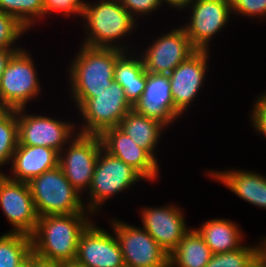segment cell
<instances>
[{
  "mask_svg": "<svg viewBox=\"0 0 266 267\" xmlns=\"http://www.w3.org/2000/svg\"><path fill=\"white\" fill-rule=\"evenodd\" d=\"M92 216L82 212L38 217L31 235L32 251L56 262L75 260L80 236L93 222Z\"/></svg>",
  "mask_w": 266,
  "mask_h": 267,
  "instance_id": "obj_1",
  "label": "cell"
},
{
  "mask_svg": "<svg viewBox=\"0 0 266 267\" xmlns=\"http://www.w3.org/2000/svg\"><path fill=\"white\" fill-rule=\"evenodd\" d=\"M81 18L84 30H86L82 45L118 48L124 51H128L131 47L129 43V46L125 45L123 40L126 39L124 38L126 35L129 36L134 31L138 24L119 3V0H97L93 3L87 1Z\"/></svg>",
  "mask_w": 266,
  "mask_h": 267,
  "instance_id": "obj_2",
  "label": "cell"
},
{
  "mask_svg": "<svg viewBox=\"0 0 266 267\" xmlns=\"http://www.w3.org/2000/svg\"><path fill=\"white\" fill-rule=\"evenodd\" d=\"M80 46L66 70L69 71L70 98H92L113 83L114 67L124 50Z\"/></svg>",
  "mask_w": 266,
  "mask_h": 267,
  "instance_id": "obj_3",
  "label": "cell"
},
{
  "mask_svg": "<svg viewBox=\"0 0 266 267\" xmlns=\"http://www.w3.org/2000/svg\"><path fill=\"white\" fill-rule=\"evenodd\" d=\"M28 184L39 217L89 212L84 197L71 185L59 166L33 178Z\"/></svg>",
  "mask_w": 266,
  "mask_h": 267,
  "instance_id": "obj_4",
  "label": "cell"
},
{
  "mask_svg": "<svg viewBox=\"0 0 266 267\" xmlns=\"http://www.w3.org/2000/svg\"><path fill=\"white\" fill-rule=\"evenodd\" d=\"M83 123L77 130L84 135H101L105 130L119 126L133 106L125 97L124 89L115 81L92 98H71Z\"/></svg>",
  "mask_w": 266,
  "mask_h": 267,
  "instance_id": "obj_5",
  "label": "cell"
},
{
  "mask_svg": "<svg viewBox=\"0 0 266 267\" xmlns=\"http://www.w3.org/2000/svg\"><path fill=\"white\" fill-rule=\"evenodd\" d=\"M142 179L135 169L102 148L88 190L89 201H85L84 205L90 213L96 215L111 197L128 190L136 182H142Z\"/></svg>",
  "mask_w": 266,
  "mask_h": 267,
  "instance_id": "obj_6",
  "label": "cell"
},
{
  "mask_svg": "<svg viewBox=\"0 0 266 267\" xmlns=\"http://www.w3.org/2000/svg\"><path fill=\"white\" fill-rule=\"evenodd\" d=\"M20 47L9 60L0 81V105L8 110L27 108L42 89L32 55Z\"/></svg>",
  "mask_w": 266,
  "mask_h": 267,
  "instance_id": "obj_7",
  "label": "cell"
},
{
  "mask_svg": "<svg viewBox=\"0 0 266 267\" xmlns=\"http://www.w3.org/2000/svg\"><path fill=\"white\" fill-rule=\"evenodd\" d=\"M112 232L121 248L124 265L129 267H169V254L142 227L112 218Z\"/></svg>",
  "mask_w": 266,
  "mask_h": 267,
  "instance_id": "obj_8",
  "label": "cell"
},
{
  "mask_svg": "<svg viewBox=\"0 0 266 267\" xmlns=\"http://www.w3.org/2000/svg\"><path fill=\"white\" fill-rule=\"evenodd\" d=\"M67 146L59 153L58 166L80 194L88 192L97 158L103 148L101 138L99 135L77 133Z\"/></svg>",
  "mask_w": 266,
  "mask_h": 267,
  "instance_id": "obj_9",
  "label": "cell"
},
{
  "mask_svg": "<svg viewBox=\"0 0 266 267\" xmlns=\"http://www.w3.org/2000/svg\"><path fill=\"white\" fill-rule=\"evenodd\" d=\"M25 110H17L18 145L44 146L60 153L78 132L76 123L51 118L46 114H28Z\"/></svg>",
  "mask_w": 266,
  "mask_h": 267,
  "instance_id": "obj_10",
  "label": "cell"
},
{
  "mask_svg": "<svg viewBox=\"0 0 266 267\" xmlns=\"http://www.w3.org/2000/svg\"><path fill=\"white\" fill-rule=\"evenodd\" d=\"M187 9L191 10L189 21L182 27L196 50L209 51L212 38L229 23V0H193Z\"/></svg>",
  "mask_w": 266,
  "mask_h": 267,
  "instance_id": "obj_11",
  "label": "cell"
},
{
  "mask_svg": "<svg viewBox=\"0 0 266 267\" xmlns=\"http://www.w3.org/2000/svg\"><path fill=\"white\" fill-rule=\"evenodd\" d=\"M149 45L140 55L145 70L152 74L169 75L196 51L182 26L168 30Z\"/></svg>",
  "mask_w": 266,
  "mask_h": 267,
  "instance_id": "obj_12",
  "label": "cell"
},
{
  "mask_svg": "<svg viewBox=\"0 0 266 267\" xmlns=\"http://www.w3.org/2000/svg\"><path fill=\"white\" fill-rule=\"evenodd\" d=\"M0 207L13 226L9 233L33 234L39 216L28 183L12 180L5 172L0 173Z\"/></svg>",
  "mask_w": 266,
  "mask_h": 267,
  "instance_id": "obj_13",
  "label": "cell"
},
{
  "mask_svg": "<svg viewBox=\"0 0 266 267\" xmlns=\"http://www.w3.org/2000/svg\"><path fill=\"white\" fill-rule=\"evenodd\" d=\"M209 52L210 50H196L168 75L174 109L181 116L190 108L204 86Z\"/></svg>",
  "mask_w": 266,
  "mask_h": 267,
  "instance_id": "obj_14",
  "label": "cell"
},
{
  "mask_svg": "<svg viewBox=\"0 0 266 267\" xmlns=\"http://www.w3.org/2000/svg\"><path fill=\"white\" fill-rule=\"evenodd\" d=\"M142 227L170 254L191 229L186 224L181 207L168 204L140 209Z\"/></svg>",
  "mask_w": 266,
  "mask_h": 267,
  "instance_id": "obj_15",
  "label": "cell"
},
{
  "mask_svg": "<svg viewBox=\"0 0 266 267\" xmlns=\"http://www.w3.org/2000/svg\"><path fill=\"white\" fill-rule=\"evenodd\" d=\"M75 260L85 267H122V252L115 233L91 223L81 234Z\"/></svg>",
  "mask_w": 266,
  "mask_h": 267,
  "instance_id": "obj_16",
  "label": "cell"
},
{
  "mask_svg": "<svg viewBox=\"0 0 266 267\" xmlns=\"http://www.w3.org/2000/svg\"><path fill=\"white\" fill-rule=\"evenodd\" d=\"M100 138L106 152L124 161L146 181L153 183L154 180L157 181L160 178L159 163L118 126L105 130Z\"/></svg>",
  "mask_w": 266,
  "mask_h": 267,
  "instance_id": "obj_17",
  "label": "cell"
},
{
  "mask_svg": "<svg viewBox=\"0 0 266 267\" xmlns=\"http://www.w3.org/2000/svg\"><path fill=\"white\" fill-rule=\"evenodd\" d=\"M133 108L148 118L160 121L167 128L181 117L174 109L168 75L148 73L145 91Z\"/></svg>",
  "mask_w": 266,
  "mask_h": 267,
  "instance_id": "obj_18",
  "label": "cell"
},
{
  "mask_svg": "<svg viewBox=\"0 0 266 267\" xmlns=\"http://www.w3.org/2000/svg\"><path fill=\"white\" fill-rule=\"evenodd\" d=\"M59 153L44 146L18 145L11 158L12 180L29 183L33 178L58 166Z\"/></svg>",
  "mask_w": 266,
  "mask_h": 267,
  "instance_id": "obj_19",
  "label": "cell"
},
{
  "mask_svg": "<svg viewBox=\"0 0 266 267\" xmlns=\"http://www.w3.org/2000/svg\"><path fill=\"white\" fill-rule=\"evenodd\" d=\"M124 51L114 67V81L123 89L128 102L134 107L141 99L147 85L148 72L144 68L141 55L134 51ZM133 56H132V55Z\"/></svg>",
  "mask_w": 266,
  "mask_h": 267,
  "instance_id": "obj_20",
  "label": "cell"
},
{
  "mask_svg": "<svg viewBox=\"0 0 266 267\" xmlns=\"http://www.w3.org/2000/svg\"><path fill=\"white\" fill-rule=\"evenodd\" d=\"M118 127L158 162L156 148L163 131L167 130L163 123L148 118L133 108L121 120Z\"/></svg>",
  "mask_w": 266,
  "mask_h": 267,
  "instance_id": "obj_21",
  "label": "cell"
},
{
  "mask_svg": "<svg viewBox=\"0 0 266 267\" xmlns=\"http://www.w3.org/2000/svg\"><path fill=\"white\" fill-rule=\"evenodd\" d=\"M195 228L203 237L213 254L233 251L242 247L243 230L234 221L215 218L205 221Z\"/></svg>",
  "mask_w": 266,
  "mask_h": 267,
  "instance_id": "obj_22",
  "label": "cell"
},
{
  "mask_svg": "<svg viewBox=\"0 0 266 267\" xmlns=\"http://www.w3.org/2000/svg\"><path fill=\"white\" fill-rule=\"evenodd\" d=\"M213 256L195 228H191L169 254V267H205Z\"/></svg>",
  "mask_w": 266,
  "mask_h": 267,
  "instance_id": "obj_23",
  "label": "cell"
},
{
  "mask_svg": "<svg viewBox=\"0 0 266 267\" xmlns=\"http://www.w3.org/2000/svg\"><path fill=\"white\" fill-rule=\"evenodd\" d=\"M209 178L222 183L239 198L254 205L256 183L264 176L251 170L229 169L225 171H207Z\"/></svg>",
  "mask_w": 266,
  "mask_h": 267,
  "instance_id": "obj_24",
  "label": "cell"
},
{
  "mask_svg": "<svg viewBox=\"0 0 266 267\" xmlns=\"http://www.w3.org/2000/svg\"><path fill=\"white\" fill-rule=\"evenodd\" d=\"M31 252V236L9 232L0 236V267H16Z\"/></svg>",
  "mask_w": 266,
  "mask_h": 267,
  "instance_id": "obj_25",
  "label": "cell"
},
{
  "mask_svg": "<svg viewBox=\"0 0 266 267\" xmlns=\"http://www.w3.org/2000/svg\"><path fill=\"white\" fill-rule=\"evenodd\" d=\"M18 143L17 110L6 109L0 115V169L10 165ZM3 172L0 170V173Z\"/></svg>",
  "mask_w": 266,
  "mask_h": 267,
  "instance_id": "obj_26",
  "label": "cell"
},
{
  "mask_svg": "<svg viewBox=\"0 0 266 267\" xmlns=\"http://www.w3.org/2000/svg\"><path fill=\"white\" fill-rule=\"evenodd\" d=\"M0 11L14 16L29 30L43 20V0H0Z\"/></svg>",
  "mask_w": 266,
  "mask_h": 267,
  "instance_id": "obj_27",
  "label": "cell"
},
{
  "mask_svg": "<svg viewBox=\"0 0 266 267\" xmlns=\"http://www.w3.org/2000/svg\"><path fill=\"white\" fill-rule=\"evenodd\" d=\"M263 252V239L256 246L243 245L239 249L213 254L205 267H247Z\"/></svg>",
  "mask_w": 266,
  "mask_h": 267,
  "instance_id": "obj_28",
  "label": "cell"
},
{
  "mask_svg": "<svg viewBox=\"0 0 266 267\" xmlns=\"http://www.w3.org/2000/svg\"><path fill=\"white\" fill-rule=\"evenodd\" d=\"M27 31L14 16L0 11V49L20 48L16 42Z\"/></svg>",
  "mask_w": 266,
  "mask_h": 267,
  "instance_id": "obj_29",
  "label": "cell"
},
{
  "mask_svg": "<svg viewBox=\"0 0 266 267\" xmlns=\"http://www.w3.org/2000/svg\"><path fill=\"white\" fill-rule=\"evenodd\" d=\"M87 2L85 0H43V17L51 13H62V16L82 17Z\"/></svg>",
  "mask_w": 266,
  "mask_h": 267,
  "instance_id": "obj_30",
  "label": "cell"
},
{
  "mask_svg": "<svg viewBox=\"0 0 266 267\" xmlns=\"http://www.w3.org/2000/svg\"><path fill=\"white\" fill-rule=\"evenodd\" d=\"M229 5L233 15L251 19L266 17V0H229Z\"/></svg>",
  "mask_w": 266,
  "mask_h": 267,
  "instance_id": "obj_31",
  "label": "cell"
},
{
  "mask_svg": "<svg viewBox=\"0 0 266 267\" xmlns=\"http://www.w3.org/2000/svg\"><path fill=\"white\" fill-rule=\"evenodd\" d=\"M119 3L136 21L139 16H148L162 7L160 0H119Z\"/></svg>",
  "mask_w": 266,
  "mask_h": 267,
  "instance_id": "obj_32",
  "label": "cell"
},
{
  "mask_svg": "<svg viewBox=\"0 0 266 267\" xmlns=\"http://www.w3.org/2000/svg\"><path fill=\"white\" fill-rule=\"evenodd\" d=\"M250 114V122L254 131L266 137V92L256 97Z\"/></svg>",
  "mask_w": 266,
  "mask_h": 267,
  "instance_id": "obj_33",
  "label": "cell"
},
{
  "mask_svg": "<svg viewBox=\"0 0 266 267\" xmlns=\"http://www.w3.org/2000/svg\"><path fill=\"white\" fill-rule=\"evenodd\" d=\"M254 206L266 209V176L256 183Z\"/></svg>",
  "mask_w": 266,
  "mask_h": 267,
  "instance_id": "obj_34",
  "label": "cell"
},
{
  "mask_svg": "<svg viewBox=\"0 0 266 267\" xmlns=\"http://www.w3.org/2000/svg\"><path fill=\"white\" fill-rule=\"evenodd\" d=\"M21 48H1L0 49V81L3 75V72L11 59L14 53Z\"/></svg>",
  "mask_w": 266,
  "mask_h": 267,
  "instance_id": "obj_35",
  "label": "cell"
},
{
  "mask_svg": "<svg viewBox=\"0 0 266 267\" xmlns=\"http://www.w3.org/2000/svg\"><path fill=\"white\" fill-rule=\"evenodd\" d=\"M31 267H58V262L43 258L32 251Z\"/></svg>",
  "mask_w": 266,
  "mask_h": 267,
  "instance_id": "obj_36",
  "label": "cell"
},
{
  "mask_svg": "<svg viewBox=\"0 0 266 267\" xmlns=\"http://www.w3.org/2000/svg\"><path fill=\"white\" fill-rule=\"evenodd\" d=\"M193 0H160L162 6L167 3V6L178 10L186 9ZM165 2V3H164Z\"/></svg>",
  "mask_w": 266,
  "mask_h": 267,
  "instance_id": "obj_37",
  "label": "cell"
},
{
  "mask_svg": "<svg viewBox=\"0 0 266 267\" xmlns=\"http://www.w3.org/2000/svg\"><path fill=\"white\" fill-rule=\"evenodd\" d=\"M247 267H266V253L263 251L254 261Z\"/></svg>",
  "mask_w": 266,
  "mask_h": 267,
  "instance_id": "obj_38",
  "label": "cell"
},
{
  "mask_svg": "<svg viewBox=\"0 0 266 267\" xmlns=\"http://www.w3.org/2000/svg\"><path fill=\"white\" fill-rule=\"evenodd\" d=\"M58 267H85V266L77 262L76 260H72V261L58 262Z\"/></svg>",
  "mask_w": 266,
  "mask_h": 267,
  "instance_id": "obj_39",
  "label": "cell"
},
{
  "mask_svg": "<svg viewBox=\"0 0 266 267\" xmlns=\"http://www.w3.org/2000/svg\"><path fill=\"white\" fill-rule=\"evenodd\" d=\"M16 267H31V253Z\"/></svg>",
  "mask_w": 266,
  "mask_h": 267,
  "instance_id": "obj_40",
  "label": "cell"
},
{
  "mask_svg": "<svg viewBox=\"0 0 266 267\" xmlns=\"http://www.w3.org/2000/svg\"><path fill=\"white\" fill-rule=\"evenodd\" d=\"M6 109L0 105V115L5 111Z\"/></svg>",
  "mask_w": 266,
  "mask_h": 267,
  "instance_id": "obj_41",
  "label": "cell"
}]
</instances>
